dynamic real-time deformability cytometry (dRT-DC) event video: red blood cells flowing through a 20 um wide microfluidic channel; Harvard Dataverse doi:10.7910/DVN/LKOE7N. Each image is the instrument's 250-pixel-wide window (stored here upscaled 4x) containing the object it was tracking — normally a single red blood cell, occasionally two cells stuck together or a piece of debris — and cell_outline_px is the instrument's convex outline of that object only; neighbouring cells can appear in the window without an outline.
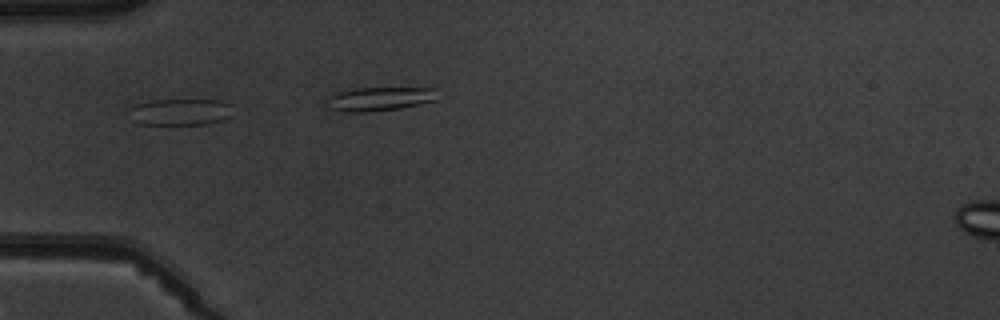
{"species": "common noctule bat (a hibernating species)", "species_latin": "Nyctalus noctula", "temperature_condition": "warm", "stored_images_in_passage": 6, "camera_frame_rate_fps": 3000, "um_per_image_px": 0.085, "animal": {"sex": "male", "body_mass_g": 19.5, "forearm_length_mm": 54.6}, "frame": {"image": 1, "passage_image": 5, "time_ms": 4.667, "image_size_px": [1000, 320], "cell_outline_px": [[232, 116], [224, 120], [208, 124], [140, 124], [132, 120], [124, 112], [124, 108], [148, 100], [220, 100], [232, 104]], "centroid_in_image_um": [15.26, 9.51], "position_along_channel_um": 69.7, "area_um2": 16.7}}